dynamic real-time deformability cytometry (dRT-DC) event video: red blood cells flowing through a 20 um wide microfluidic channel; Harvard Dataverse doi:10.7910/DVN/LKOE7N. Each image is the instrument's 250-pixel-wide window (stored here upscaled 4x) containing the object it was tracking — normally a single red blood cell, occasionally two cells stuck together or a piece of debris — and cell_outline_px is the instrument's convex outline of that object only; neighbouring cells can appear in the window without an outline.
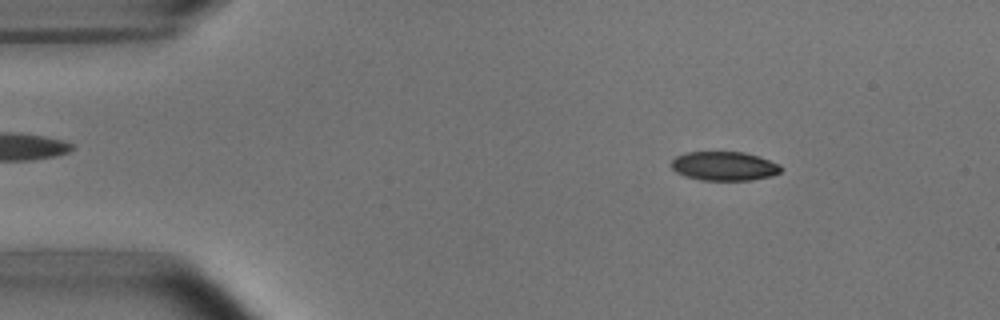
{"species": "common noctule bat (a hibernating species)", "species_latin": "Nyctalus noctula", "temperature_condition": "room temperature", "stored_images_in_passage": 52, "camera_frame_rate_fps": 3000, "um_per_image_px": 0.085, "animal": {"sex": "male", "body_mass_g": 15.6}, "frame": {"image": 1, "passage_image": 7, "time_ms": 2.0, "image_size_px": [1000, 320], "cell_outline_px": [[784, 168], [780, 172], [772, 176], [752, 180], [700, 180], [684, 176], [676, 172], [672, 168], [672, 160], [676, 156], [684, 152], [744, 152], [760, 156], [780, 164]], "centroid_in_image_um": [61.58, 14.11], "position_along_channel_um": 23.4, "area_um2": 18.79}}
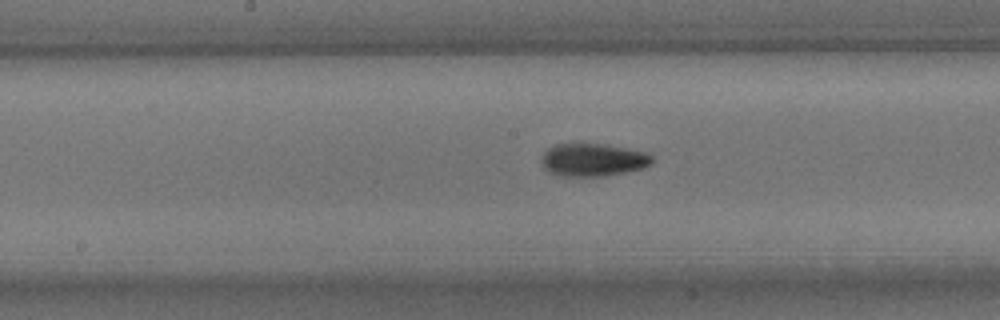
{"frame": {"image": 2, "passage_image": 26, "time_ms": 8.333, "image_size_px": [1000, 320], "cell_outline_px": [[652, 164], [644, 168], [628, 172], [604, 176], [560, 176], [548, 172], [540, 164], [540, 156], [548, 148], [556, 144], [604, 144], [644, 152], [652, 156]], "centroid_in_image_um": [50.36, 13.6], "position_along_channel_um": 197.8, "area_um2": 21.33}}
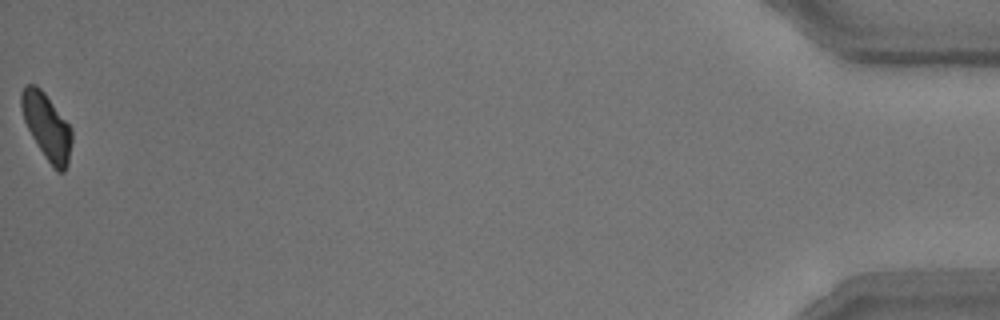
{"frame": {"image": 3, "passage_image": 52, "time_ms": 17.0, "image_size_px": [1000, 320], "cell_outline_px": [[72, 140], [68, 164], [64, 172], [56, 172], [52, 168], [32, 136], [24, 120], [20, 104], [20, 92], [28, 84], [36, 84], [44, 92], [72, 128]], "centroid_in_image_um": [3.98, 10.76], "position_along_channel_um": 431.2, "area_um2": 19.42}, "authors_computed_cell_mechanics": {"area_um2": 20.0566, "velocity_mm_per_s": 3.8088, "shape_relaxation_time_tau1_ms": 2.869, "shape_relaxation_time_tau2_ms": 6.9866, "deformation_change_tau1": 0.1131, "deformation_change_tau2": 0.1085}}